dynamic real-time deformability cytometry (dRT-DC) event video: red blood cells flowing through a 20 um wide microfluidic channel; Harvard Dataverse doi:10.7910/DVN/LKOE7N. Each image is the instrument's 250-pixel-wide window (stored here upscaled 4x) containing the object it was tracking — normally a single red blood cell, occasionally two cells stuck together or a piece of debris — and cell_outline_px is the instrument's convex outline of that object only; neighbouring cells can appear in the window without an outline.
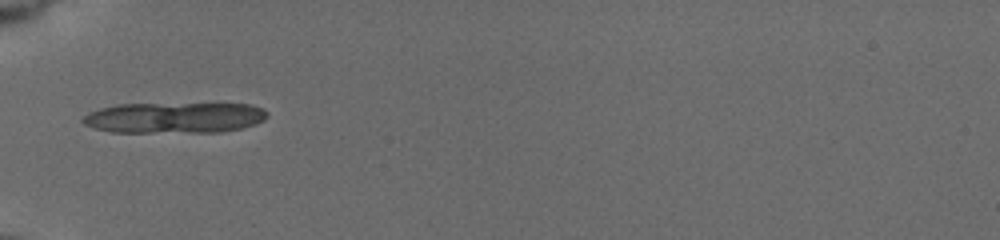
{"species": "common noctule bat (a hibernating species)", "species_latin": "Nyctalus noctula", "temperature_condition": "cold", "stored_images_in_passage": 4, "camera_frame_rate_fps": 3000, "um_per_image_px": 0.085, "animal": {"sex": "female", "body_mass_g": 19.5, "forearm_length_mm": 54.1}, "frame": {"image": 1, "passage_image": 1, "time_ms": 0.0, "image_size_px": [1000, 240], "cell_outline_px": [[268, 116], [264, 120], [240, 128], [220, 132], [112, 132], [96, 128], [84, 124], [80, 120], [88, 112], [100, 108], [116, 104], [252, 104], [264, 108], [268, 112]], "centroid_in_image_um": [14.82, 10.0], "position_along_channel_um": 70.2, "area_um2": 33.12}}